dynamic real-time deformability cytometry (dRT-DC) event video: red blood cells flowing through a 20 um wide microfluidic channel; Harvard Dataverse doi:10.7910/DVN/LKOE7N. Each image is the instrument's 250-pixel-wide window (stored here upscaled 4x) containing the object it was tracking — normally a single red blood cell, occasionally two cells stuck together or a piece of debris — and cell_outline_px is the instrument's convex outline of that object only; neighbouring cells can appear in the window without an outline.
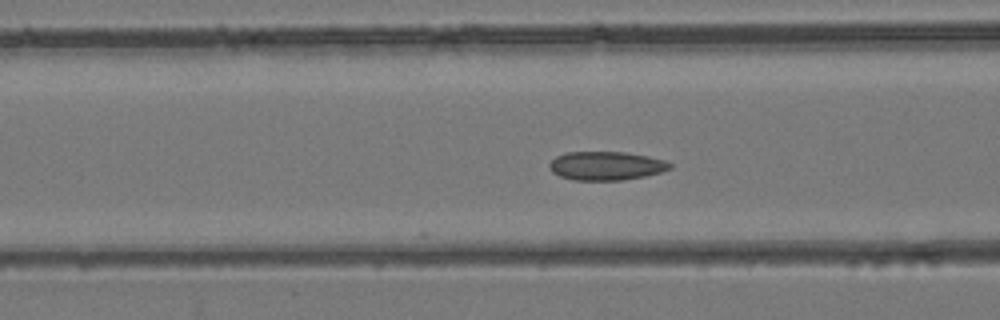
{"species": "common noctule bat (a hibernating species)", "species_latin": "Nyctalus noctula", "temperature_condition": "room temperature", "stored_images_in_passage": 6, "camera_frame_rate_fps": 3000, "um_per_image_px": 0.085, "animal": {"sex": "female", "body_mass_g": 24.6, "forearm_length_mm": 56.2}, "frame": {"image": 1, "passage_image": 6, "time_ms": 1.667, "image_size_px": [1000, 320], "cell_outline_px": [[672, 168], [660, 172], [644, 176], [620, 180], [572, 180], [560, 176], [552, 172], [548, 168], [548, 164], [556, 156], [568, 152], [624, 152], [648, 156], [664, 160], [672, 164]], "centroid_in_image_um": [51.49, 14.09], "position_along_channel_um": 115.1, "area_um2": 20.11}}